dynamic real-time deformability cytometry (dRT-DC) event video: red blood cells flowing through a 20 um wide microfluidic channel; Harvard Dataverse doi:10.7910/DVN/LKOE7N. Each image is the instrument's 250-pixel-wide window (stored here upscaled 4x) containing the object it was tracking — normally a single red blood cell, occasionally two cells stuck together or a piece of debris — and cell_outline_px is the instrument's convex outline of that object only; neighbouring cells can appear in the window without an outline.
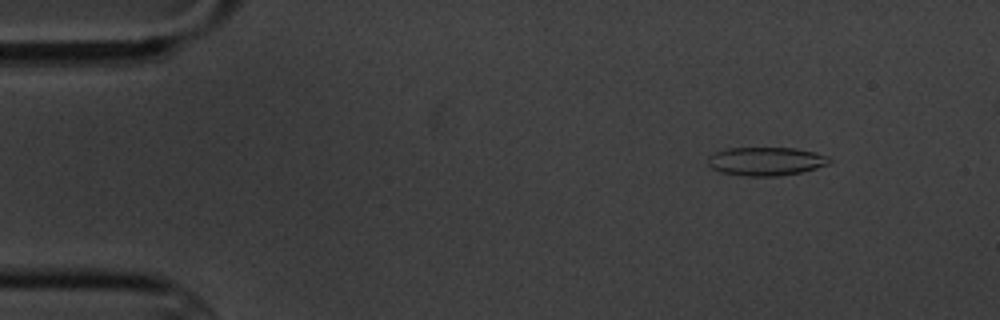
{"species": "common noctule bat (a hibernating species)", "species_latin": "Nyctalus noctula", "temperature_condition": "cold", "stored_images_in_passage": 5, "camera_frame_rate_fps": 3000, "um_per_image_px": 0.085, "animal": {"sex": "male", "body_mass_g": 20.1, "forearm_length_mm": 53.5}, "frame": {"image": 1, "passage_image": 2, "time_ms": 1.333, "image_size_px": [1000, 320], "cell_outline_px": [[832, 160], [828, 164], [816, 168], [800, 172], [776, 176], [744, 176], [720, 172], [712, 168], [708, 164], [708, 156], [716, 152], [728, 148], [796, 148], [816, 152], [828, 156]], "centroid_in_image_um": [65.11, 13.71], "position_along_channel_um": 19.9, "area_um2": 20.17}}